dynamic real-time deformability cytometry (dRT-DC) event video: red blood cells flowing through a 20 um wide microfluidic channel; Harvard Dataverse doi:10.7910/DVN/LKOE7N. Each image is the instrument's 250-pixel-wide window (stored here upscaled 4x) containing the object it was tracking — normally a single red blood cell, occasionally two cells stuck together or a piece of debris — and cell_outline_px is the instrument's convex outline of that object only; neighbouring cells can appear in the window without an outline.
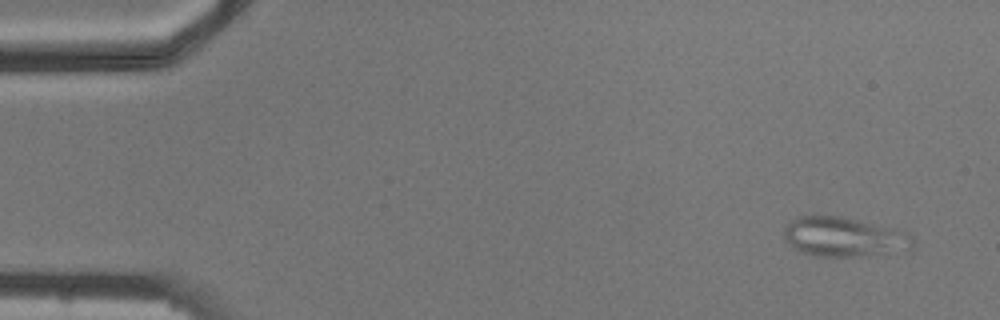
{"species": "common noctule bat (a hibernating species)", "species_latin": "Nyctalus noctula", "temperature_condition": "cold", "stored_images_in_passage": 6, "camera_frame_rate_fps": 3000, "um_per_image_px": 0.085, "animal": {"sex": "male", "body_mass_g": 20.5, "forearm_length_mm": 52.5}, "frame": {"image": 1, "passage_image": 1, "time_ms": 0.0, "image_size_px": [1000, 320], "cell_outline_px": [[916, 248], [860, 256], [816, 256], [800, 252], [792, 248], [784, 240], [784, 228], [788, 220], [796, 216], [840, 216], [860, 220], [896, 228], [908, 232], [912, 236]], "centroid_in_image_um": [71.71, 20.12], "position_along_channel_um": 13.3, "area_um2": 30.06}}
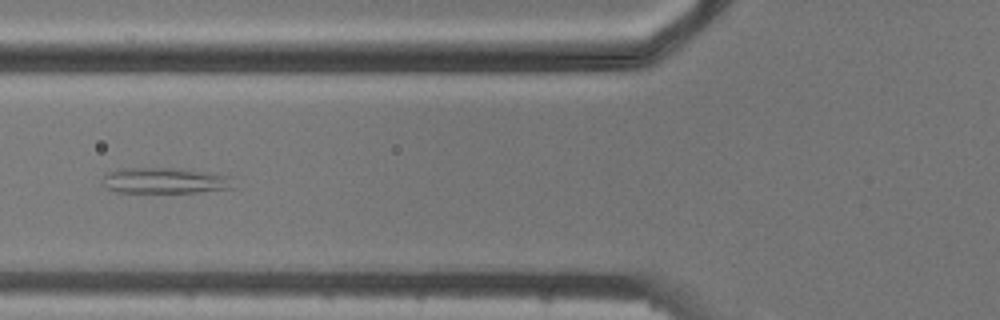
{"frame": {"image": 2, "passage_image": 6, "time_ms": 5.667, "image_size_px": [1000, 320], "cell_outline_px": [[232, 188], [196, 192], [116, 192], [104, 188], [100, 184], [100, 180], [108, 172], [120, 168], [176, 168], [232, 176]], "centroid_in_image_um": [13.92, 15.35], "position_along_channel_um": 111.9, "area_um2": 19.77}}